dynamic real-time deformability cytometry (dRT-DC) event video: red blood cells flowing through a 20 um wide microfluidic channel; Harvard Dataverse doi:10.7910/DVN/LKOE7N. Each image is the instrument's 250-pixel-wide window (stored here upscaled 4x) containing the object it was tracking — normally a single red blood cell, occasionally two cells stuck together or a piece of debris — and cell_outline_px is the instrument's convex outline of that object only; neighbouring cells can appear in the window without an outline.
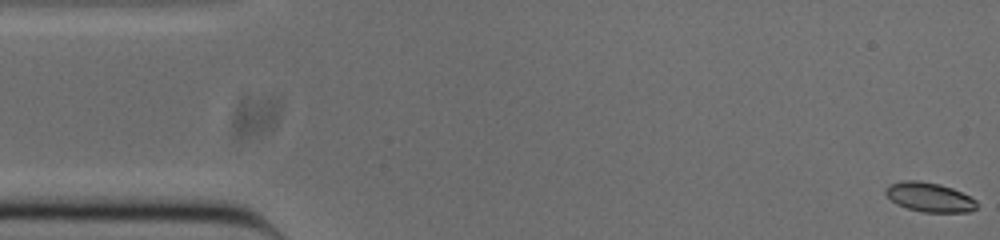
{"species": "common noctule bat (a hibernating species)", "species_latin": "Nyctalus noctula", "temperature_condition": "cold", "stored_images_in_passage": 54, "camera_frame_rate_fps": 3000, "um_per_image_px": 0.085, "animal": {"sex": "male", "body_mass_g": 20.0, "forearm_length_mm": 53.3}, "frame": {"image": 1, "passage_image": 1, "time_ms": 0.0, "image_size_px": [1000, 240], "cell_outline_px": [[976, 208], [972, 212], [924, 212], [908, 208], [896, 204], [884, 192], [892, 184], [904, 180], [916, 180], [940, 184], [952, 188], [976, 200]], "centroid_in_image_um": [79.02, 16.77], "position_along_channel_um": 6.0, "area_um2": 15.32}}
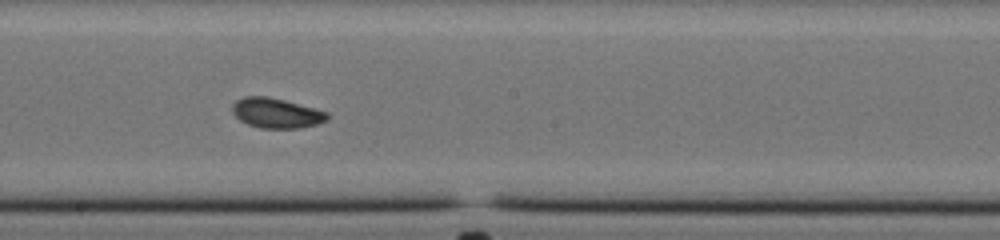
{"frame": {"image": 2, "passage_image": 28, "time_ms": 9.0, "image_size_px": [1000, 240], "cell_outline_px": [[328, 120], [316, 124], [300, 128], [260, 128], [248, 124], [240, 120], [232, 112], [232, 104], [236, 100], [244, 96], [268, 96], [284, 100], [328, 112]], "centroid_in_image_um": [23.47, 9.6], "position_along_channel_um": 224.7, "area_um2": 16.53}}
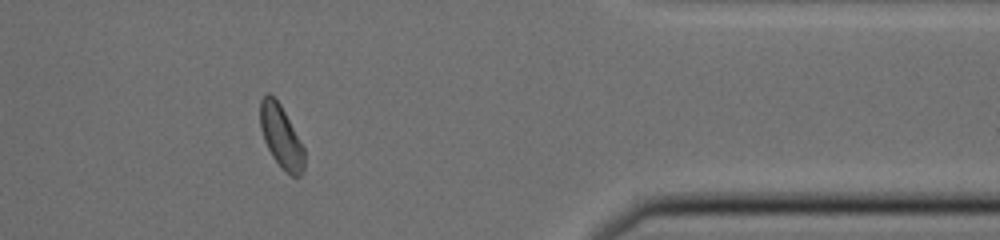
{"frame": {"image": 3, "passage_image": 43, "time_ms": 14.0, "image_size_px": [1000, 240], "cell_outline_px": [[304, 172], [300, 176], [292, 176], [272, 156], [264, 140], [260, 128], [260, 100], [268, 92], [280, 104], [300, 140], [304, 148]], "centroid_in_image_um": [23.89, 11.6], "position_along_channel_um": 387.5, "area_um2": 15.78}, "authors_computed_cell_mechanics": {"area_um2": 16.2129, "velocity_mm_per_s": 3.8259, "shape_relaxation_time_tau1_ms": 3.7322, "shape_relaxation_time_tau2_ms": 2.8073, "deformation_change_tau1": 0.1155, "deformation_change_tau2": 0.0622}}